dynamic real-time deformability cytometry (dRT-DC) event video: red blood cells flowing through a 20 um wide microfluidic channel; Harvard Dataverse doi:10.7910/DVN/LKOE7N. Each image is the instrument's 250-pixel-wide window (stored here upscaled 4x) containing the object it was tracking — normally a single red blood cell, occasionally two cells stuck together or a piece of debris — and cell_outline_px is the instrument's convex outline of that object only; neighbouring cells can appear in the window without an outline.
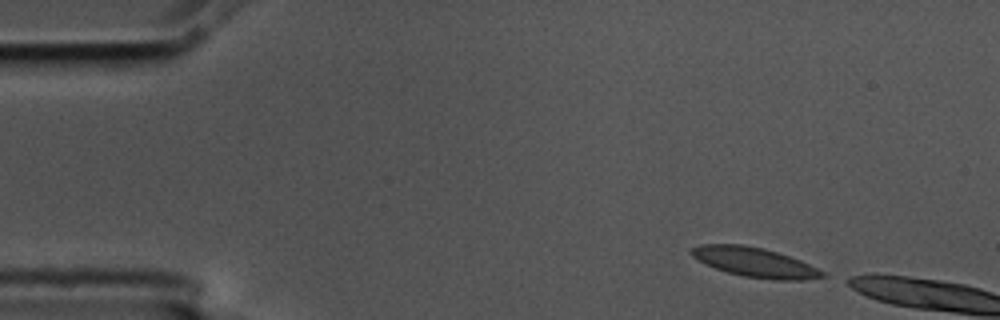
{"species": "common noctule bat (a hibernating species)", "species_latin": "Nyctalus noctula", "temperature_condition": "cold", "stored_images_in_passage": 2, "camera_frame_rate_fps": 3000, "um_per_image_px": 0.085, "animal": {"sex": "male", "body_mass_g": 17.5, "forearm_length_mm": 52.3}, "frame": {"image": 1, "passage_image": 1, "time_ms": 0.0, "image_size_px": [1000, 320], "cell_outline_px": [[828, 276], [804, 280], [772, 280], [744, 276], [728, 272], [716, 268], [692, 256], [688, 252], [688, 248], [700, 244], [744, 244], [764, 248], [800, 260], [824, 272]], "centroid_in_image_um": [64.14, 22.28], "position_along_channel_um": 20.9, "area_um2": 22.48}}